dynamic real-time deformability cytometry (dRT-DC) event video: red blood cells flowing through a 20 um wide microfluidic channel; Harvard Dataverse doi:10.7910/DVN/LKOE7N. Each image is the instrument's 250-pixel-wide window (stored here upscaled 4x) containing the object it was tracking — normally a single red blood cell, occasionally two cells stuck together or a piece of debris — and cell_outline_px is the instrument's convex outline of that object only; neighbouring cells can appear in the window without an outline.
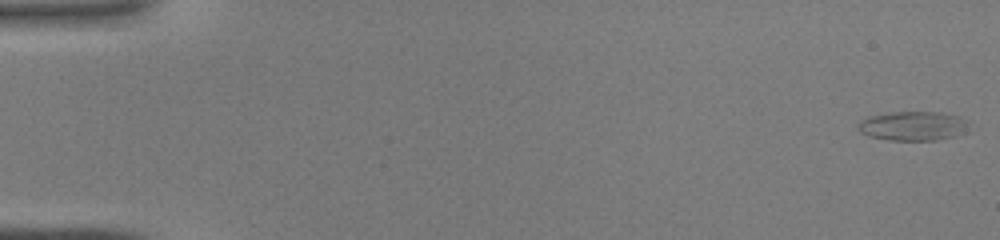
{"species": "common noctule bat (a hibernating species)", "species_latin": "Nyctalus noctula", "temperature_condition": "warm", "stored_images_in_passage": 9, "camera_frame_rate_fps": 3000, "um_per_image_px": 0.085, "animal": {"sex": "male", "body_mass_g": 19.0, "forearm_length_mm": 50.8}, "frame": {"image": 1, "passage_image": 1, "time_ms": 0.0, "image_size_px": [1000, 240], "cell_outline_px": [[972, 120], [964, 132], [956, 136], [936, 140], [888, 140], [868, 136], [860, 132], [860, 120], [868, 116], [892, 112], [940, 112], [960, 116]], "centroid_in_image_um": [77.67, 10.7], "position_along_channel_um": 7.3, "area_um2": 19.07}}